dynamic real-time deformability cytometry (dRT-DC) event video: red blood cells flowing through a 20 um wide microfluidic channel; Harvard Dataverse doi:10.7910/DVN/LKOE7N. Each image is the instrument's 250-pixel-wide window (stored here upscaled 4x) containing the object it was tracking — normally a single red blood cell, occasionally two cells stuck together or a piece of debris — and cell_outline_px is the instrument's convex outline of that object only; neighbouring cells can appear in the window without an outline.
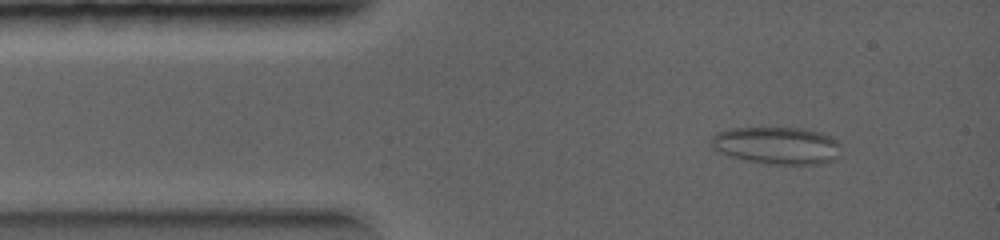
{"species": "common noctule bat (a hibernating species)", "species_latin": "Nyctalus noctula", "temperature_condition": "warm", "stored_images_in_passage": 14, "camera_frame_rate_fps": 5000, "um_per_image_px": 0.085, "animal": {"sex": "female", "body_mass_g": 19.0, "forearm_length_mm": 56.7}, "frame": {"image": 1, "passage_image": 4, "time_ms": 0.8, "image_size_px": [1000, 240], "cell_outline_px": [[840, 144], [836, 160], [820, 164], [768, 164], [728, 156], [712, 148], [712, 136], [716, 132], [728, 128], [804, 128], [820, 132], [832, 136]], "centroid_in_image_um": [66.04, 12.36], "position_along_channel_um": 19.0, "area_um2": 28.38}}
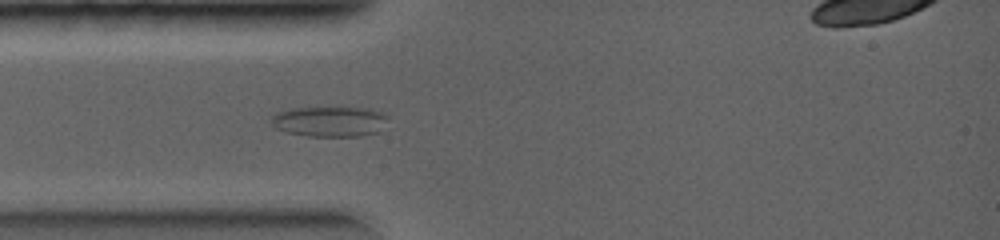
{"frame": {"image": 2, "passage_image": 13, "time_ms": 2.2, "image_size_px": [1000, 240], "cell_outline_px": [[388, 116], [380, 132], [360, 136], [308, 136], [284, 132], [276, 128], [268, 120], [276, 112], [292, 108], [316, 104], [372, 108], [384, 112]], "centroid_in_image_um": [28.0, 10.26], "position_along_channel_um": 57.0, "area_um2": 22.02}}